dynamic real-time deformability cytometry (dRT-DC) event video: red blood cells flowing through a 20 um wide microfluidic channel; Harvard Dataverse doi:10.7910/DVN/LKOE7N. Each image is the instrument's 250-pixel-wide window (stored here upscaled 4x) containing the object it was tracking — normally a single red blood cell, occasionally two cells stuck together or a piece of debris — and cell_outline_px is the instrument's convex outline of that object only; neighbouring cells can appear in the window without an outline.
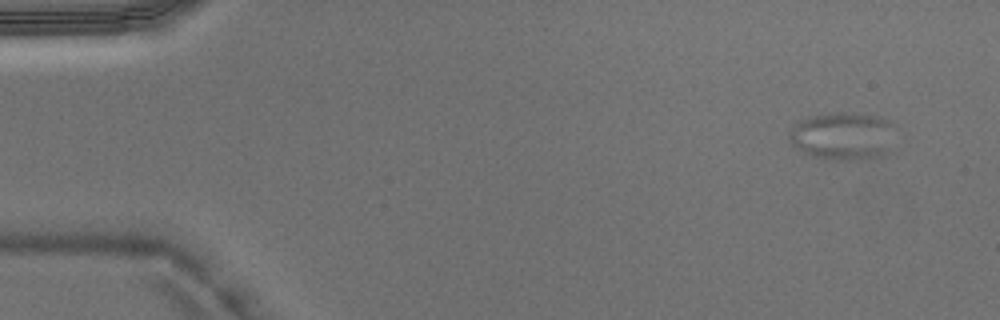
{"species": "Egyptian fruit bat (a non-hibernating species)", "species_latin": "Rousettus aegyptiacus", "temperature_condition": "warm", "stored_images_in_passage": 4, "camera_frame_rate_fps": 3000, "um_per_image_px": 0.085, "animal": {"sex": "male"}, "frame": {"image": 1, "passage_image": 1, "time_ms": 0.0, "image_size_px": [1000, 320], "cell_outline_px": [[888, 124], [884, 156], [844, 160], [836, 160], [816, 156], [804, 152], [796, 148], [788, 140], [788, 136], [796, 120], [812, 116], [840, 112], [844, 112], [880, 116], [888, 120]], "centroid_in_image_um": [71.47, 11.54], "position_along_channel_um": 13.5, "area_um2": 28.32}}
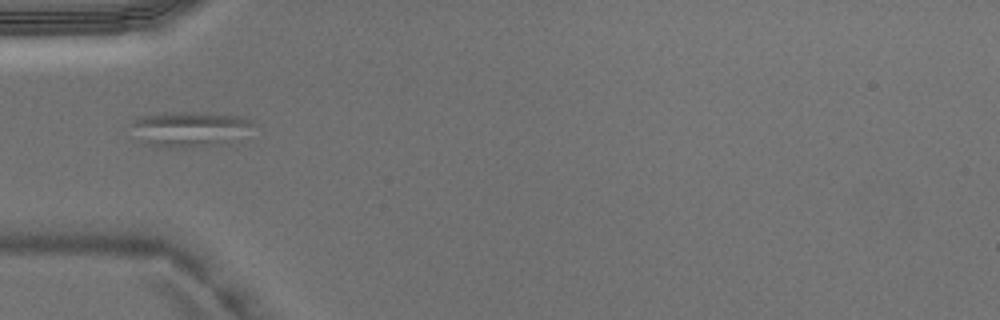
{"frame": {"image": 2, "passage_image": 3, "time_ms": 0.667, "image_size_px": [1000, 320], "cell_outline_px": [[252, 124], [232, 144], [188, 148], [180, 148], [144, 144], [132, 124], [132, 120], [136, 116], [164, 112], [208, 112], [244, 116], [252, 120]], "centroid_in_image_um": [16.16, 10.96], "position_along_channel_um": 68.8, "area_um2": 25.37}}
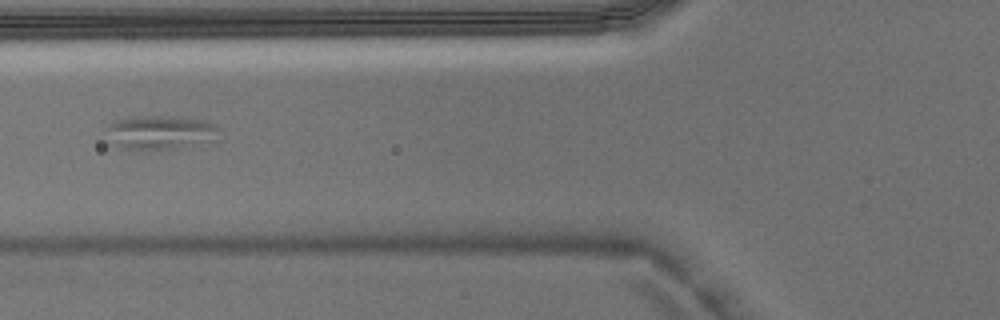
{"frame": {"image": 3, "passage_image": 4, "time_ms": 1.0, "image_size_px": [1000, 320], "cell_outline_px": [[220, 128], [216, 140], [200, 144], [176, 148], [120, 148], [104, 140], [108, 128], [112, 120], [128, 116], [172, 116], [200, 120], [216, 124]], "centroid_in_image_um": [13.58, 11.23], "position_along_channel_um": 112.2, "area_um2": 22.54}}